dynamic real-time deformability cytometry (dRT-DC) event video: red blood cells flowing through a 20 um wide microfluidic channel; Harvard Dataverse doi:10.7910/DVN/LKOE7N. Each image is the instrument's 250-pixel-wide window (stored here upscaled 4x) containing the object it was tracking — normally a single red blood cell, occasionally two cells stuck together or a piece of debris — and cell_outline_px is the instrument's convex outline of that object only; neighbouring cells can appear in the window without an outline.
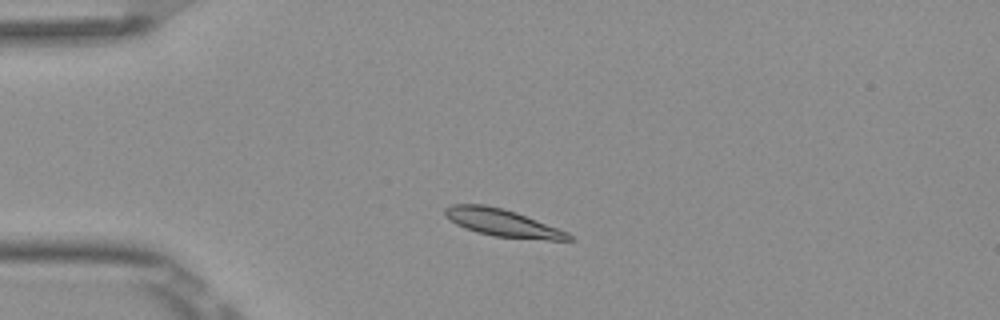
{"species": "Egyptian fruit bat (a non-hibernating species)", "species_latin": "Rousettus aegyptiacus", "temperature_condition": "room temperature", "stored_images_in_passage": 3, "camera_frame_rate_fps": 3000, "um_per_image_px": 0.085, "frame": {"image": 1, "passage_image": 2, "time_ms": 0.333, "image_size_px": [1000, 320], "cell_outline_px": [[576, 240], [548, 240], [496, 236], [476, 232], [464, 228], [456, 224], [444, 216], [444, 208], [452, 204], [484, 204], [504, 208], [516, 212], [568, 232]], "centroid_in_image_um": [42.69, 18.93], "position_along_channel_um": 42.3, "area_um2": 19.77}}